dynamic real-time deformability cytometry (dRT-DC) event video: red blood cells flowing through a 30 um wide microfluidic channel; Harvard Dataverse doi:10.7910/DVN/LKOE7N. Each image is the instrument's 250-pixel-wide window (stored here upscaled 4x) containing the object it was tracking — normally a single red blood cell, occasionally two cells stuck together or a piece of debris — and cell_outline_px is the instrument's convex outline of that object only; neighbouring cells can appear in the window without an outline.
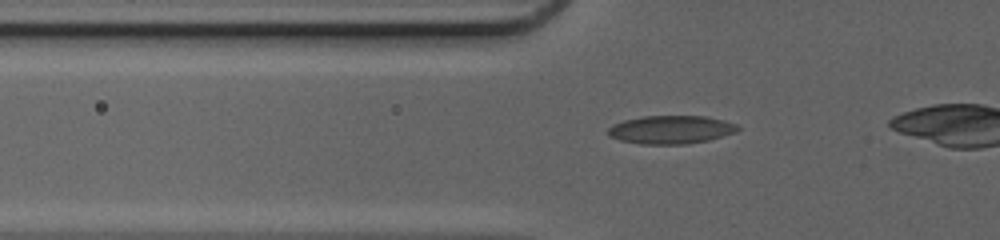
{"species": "common noctule bat (a hibernating species)", "species_latin": "Nyctalus noctula", "temperature_condition": "cold", "stored_images_in_passage": 28, "camera_frame_rate_fps": 3000, "um_per_image_px": 0.085, "animal": {"sex": "female", "body_mass_g": 20.0, "forearm_length_mm": 54.0}, "frame": {"image": 1, "passage_image": 2, "time_ms": 0.333, "image_size_px": [1000, 240], "cell_outline_px": [[740, 128], [736, 132], [708, 140], [688, 144], [640, 144], [620, 140], [608, 136], [608, 128], [612, 124], [624, 120], [644, 116], [704, 116], [736, 124]], "centroid_in_image_um": [56.99, 11.02], "position_along_channel_um": 68.8, "area_um2": 21.27}}
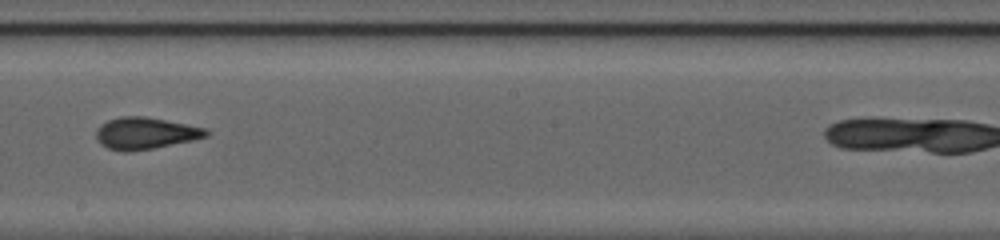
{"frame": {"image": 2, "passage_image": 14, "time_ms": 4.333, "image_size_px": [1000, 240], "cell_outline_px": [[208, 136], [192, 140], [152, 148], [128, 152], [124, 152], [108, 148], [100, 144], [96, 136], [96, 132], [100, 124], [108, 120], [120, 116], [144, 116], [208, 128]], "centroid_in_image_um": [12.34, 11.32], "position_along_channel_um": 235.9, "area_um2": 20.29}}
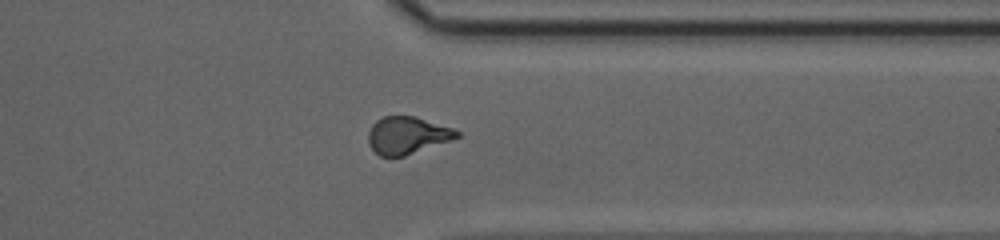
{"frame": {"image": 3, "passage_image": 24, "time_ms": 7.667, "image_size_px": [1000, 240], "cell_outline_px": [[460, 136], [404, 156], [380, 156], [368, 144], [368, 132], [372, 124], [376, 120], [384, 116], [416, 116], [452, 128], [460, 132]], "centroid_in_image_um": [34.58, 11.48], "position_along_channel_um": 376.8, "area_um2": 19.02}}